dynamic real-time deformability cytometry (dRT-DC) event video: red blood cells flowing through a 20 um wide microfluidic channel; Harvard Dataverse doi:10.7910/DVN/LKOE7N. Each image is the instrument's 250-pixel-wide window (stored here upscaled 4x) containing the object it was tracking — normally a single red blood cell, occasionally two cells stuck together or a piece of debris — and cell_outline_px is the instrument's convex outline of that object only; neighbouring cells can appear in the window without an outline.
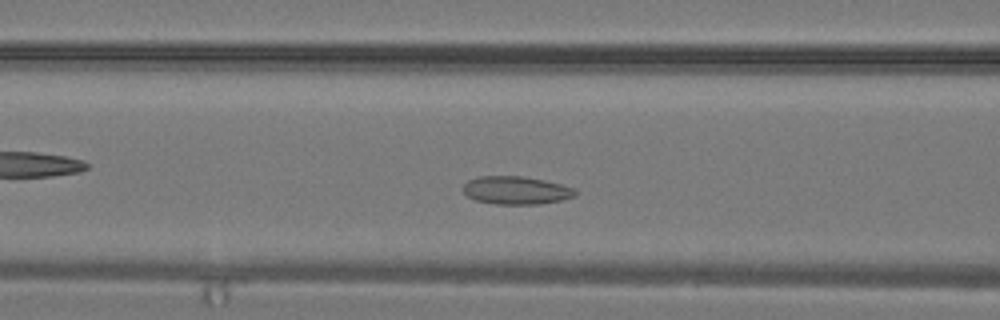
{"species": "common noctule bat (a hibernating species)", "species_latin": "Nyctalus noctula", "temperature_condition": "warm", "stored_images_in_passage": 26, "camera_frame_rate_fps": 3000, "um_per_image_px": 0.085, "animal": {"sex": "male", "body_mass_g": 19.2, "forearm_length_mm": 51.8}, "frame": {"image": 1, "passage_image": 7, "time_ms": 2.0, "image_size_px": [1000, 320], "cell_outline_px": [[576, 196], [560, 200], [540, 204], [496, 204], [476, 200], [468, 196], [464, 192], [464, 184], [468, 180], [480, 176], [520, 176], [544, 180], [560, 184], [572, 188], [576, 192]], "centroid_in_image_um": [43.86, 16.18], "position_along_channel_um": 122.7, "area_um2": 18.09}}
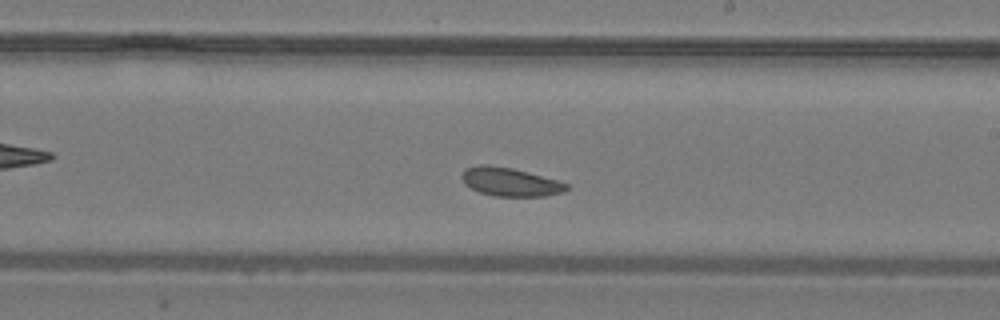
{"frame": {"image": 2, "passage_image": 13, "time_ms": 4.0, "image_size_px": [1000, 320], "cell_outline_px": [[568, 188], [564, 192], [544, 196], [492, 196], [480, 192], [464, 184], [460, 176], [464, 168], [480, 164], [488, 164], [512, 168], [556, 180], [568, 184]], "centroid_in_image_um": [43.3, 15.45], "position_along_channel_um": 245.7, "area_um2": 17.4}}
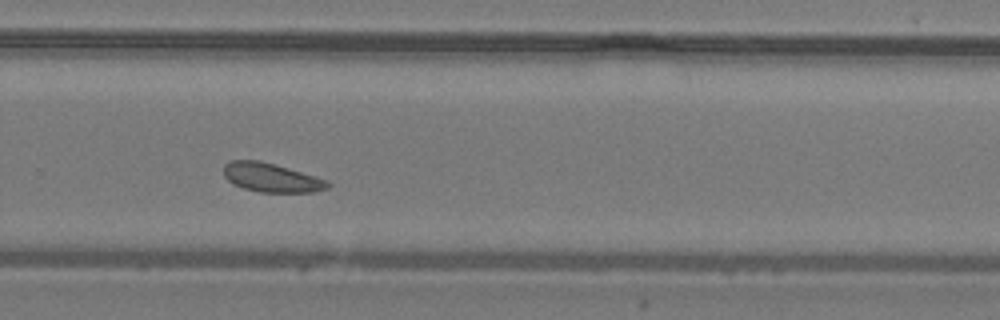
{"frame": {"image": 3, "passage_image": 16, "time_ms": 5.0, "image_size_px": [1000, 320], "cell_outline_px": [[332, 184], [328, 188], [312, 192], [260, 192], [244, 188], [232, 184], [224, 176], [224, 164], [232, 160], [260, 160], [288, 168], [328, 180]], "centroid_in_image_um": [23.06, 15.1], "position_along_channel_um": 306.7, "area_um2": 17.51}}